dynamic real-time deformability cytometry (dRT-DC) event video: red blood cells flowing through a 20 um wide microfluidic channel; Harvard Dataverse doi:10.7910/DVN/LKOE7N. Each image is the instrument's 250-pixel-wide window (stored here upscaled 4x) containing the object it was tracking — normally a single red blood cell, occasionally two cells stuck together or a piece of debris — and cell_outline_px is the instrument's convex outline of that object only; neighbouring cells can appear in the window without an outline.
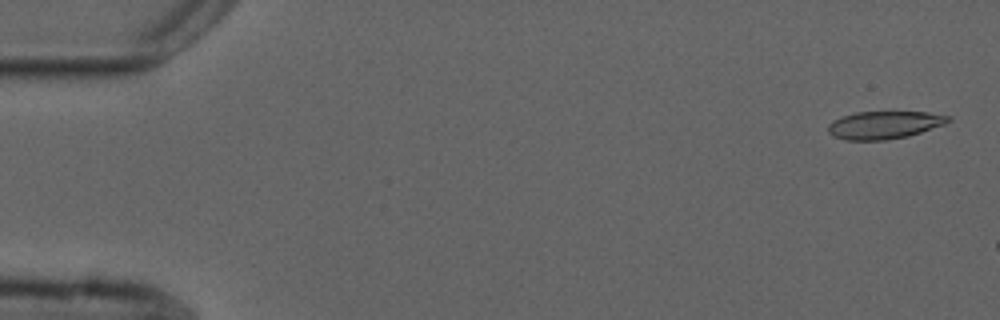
{"species": "common noctule bat (a hibernating species)", "species_latin": "Nyctalus noctula", "temperature_condition": "cold", "stored_images_in_passage": 5, "camera_frame_rate_fps": 3000, "um_per_image_px": 0.085, "animal": {"sex": "male", "forearm_length_mm": 52.5}, "frame": {"image": 1, "passage_image": 1, "time_ms": 0.0, "image_size_px": [1000, 320], "cell_outline_px": [[952, 120], [944, 124], [908, 136], [884, 140], [844, 140], [832, 136], [828, 132], [828, 124], [832, 120], [840, 116], [856, 112], [928, 112], [952, 116]], "centroid_in_image_um": [75.13, 10.62], "position_along_channel_um": 9.9, "area_um2": 19.54}}